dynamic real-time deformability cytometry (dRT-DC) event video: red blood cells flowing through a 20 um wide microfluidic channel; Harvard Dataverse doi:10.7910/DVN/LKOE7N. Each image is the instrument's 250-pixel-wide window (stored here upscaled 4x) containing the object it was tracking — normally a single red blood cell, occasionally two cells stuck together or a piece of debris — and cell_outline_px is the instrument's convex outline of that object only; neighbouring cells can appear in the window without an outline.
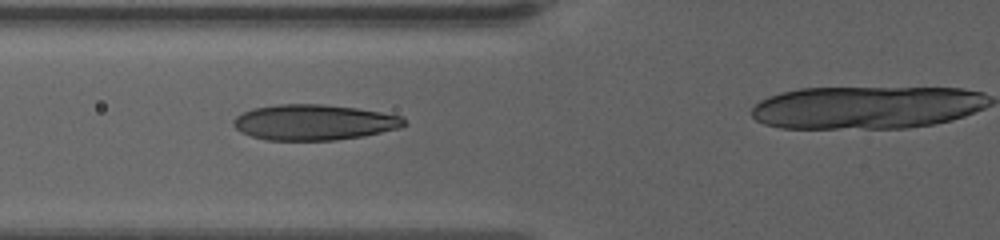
{"species": "human", "species_latin": "Homo sapiens", "temperature_condition": "warm", "stored_images_in_passage": 46, "camera_frame_rate_fps": 3000, "um_per_image_px": 0.085, "donor": {"sex": "female"}, "frame": {"image": 1, "passage_image": 18, "time_ms": 5.667, "image_size_px": [1000, 240], "cell_outline_px": [[408, 124], [400, 128], [364, 136], [336, 140], [264, 140], [240, 132], [232, 124], [232, 120], [236, 116], [252, 108], [276, 104], [324, 104], [356, 108], [404, 116]], "centroid_in_image_um": [26.7, 10.39], "position_along_channel_um": 99.1, "area_um2": 35.72}}
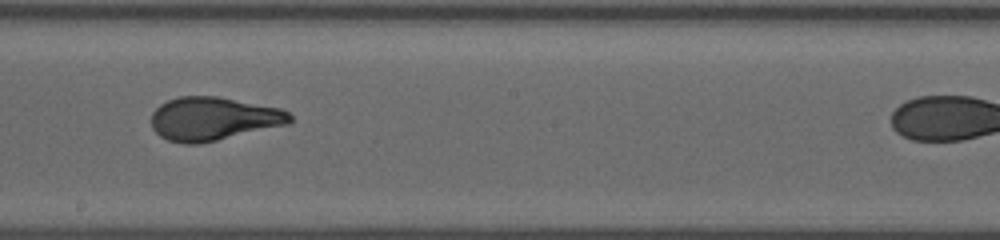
{"frame": {"image": 2, "passage_image": 29, "time_ms": 9.333, "image_size_px": [1000, 240], "cell_outline_px": [[292, 120], [288, 124], [216, 140], [196, 144], [184, 144], [168, 140], [160, 136], [152, 128], [152, 112], [160, 104], [168, 100], [180, 96], [216, 96], [280, 108], [288, 112], [292, 116]], "centroid_in_image_um": [18.11, 10.09], "position_along_channel_um": 230.1, "area_um2": 34.8}}
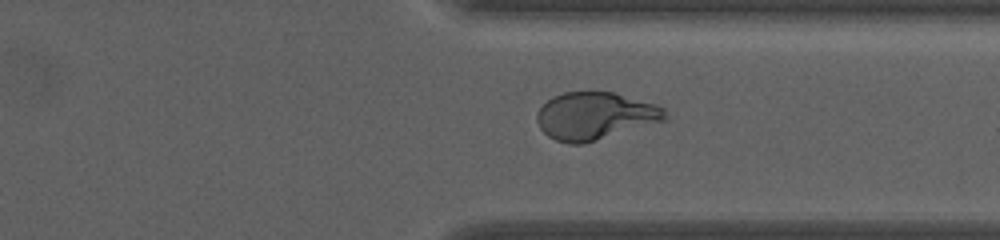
{"frame": {"image": 3, "passage_image": 40, "time_ms": 13.0, "image_size_px": [1000, 240], "cell_outline_px": [[668, 120], [584, 144], [568, 144], [556, 140], [548, 136], [540, 128], [536, 120], [536, 112], [552, 96], [564, 92], [612, 92], [652, 104], [664, 108], [668, 116]], "centroid_in_image_um": [50.56, 9.87], "position_along_channel_um": 360.8, "area_um2": 35.43}}